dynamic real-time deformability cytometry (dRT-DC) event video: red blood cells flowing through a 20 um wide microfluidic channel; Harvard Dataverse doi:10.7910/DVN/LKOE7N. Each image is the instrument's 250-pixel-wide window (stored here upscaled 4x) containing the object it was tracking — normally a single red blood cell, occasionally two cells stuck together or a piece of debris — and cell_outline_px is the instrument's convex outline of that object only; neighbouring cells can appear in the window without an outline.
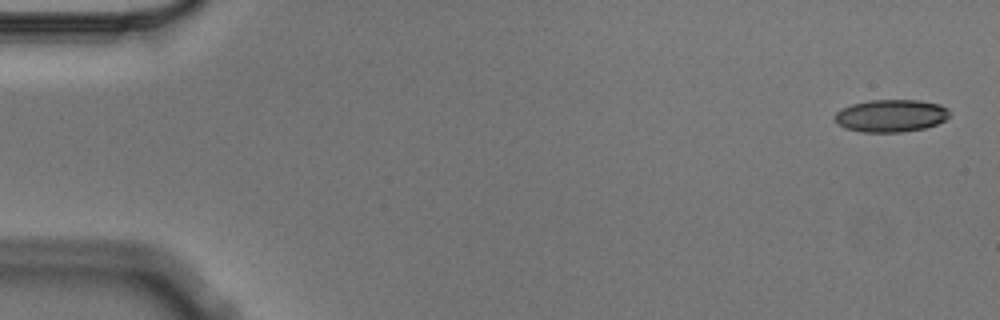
{"species": "Egyptian fruit bat (a non-hibernating species)", "species_latin": "Rousettus aegyptiacus", "temperature_condition": "cold", "stored_images_in_passage": 5, "camera_frame_rate_fps": 3000, "um_per_image_px": 0.085, "animal": {"sex": "male"}, "frame": {"image": 1, "passage_image": 1, "time_ms": 0.0, "image_size_px": [1000, 320], "cell_outline_px": [[952, 112], [944, 120], [936, 124], [924, 128], [900, 132], [860, 132], [844, 128], [836, 120], [836, 112], [852, 104], [868, 100], [920, 100], [940, 104], [948, 108]], "centroid_in_image_um": [75.77, 9.83], "position_along_channel_um": 9.2, "area_um2": 21.68}}
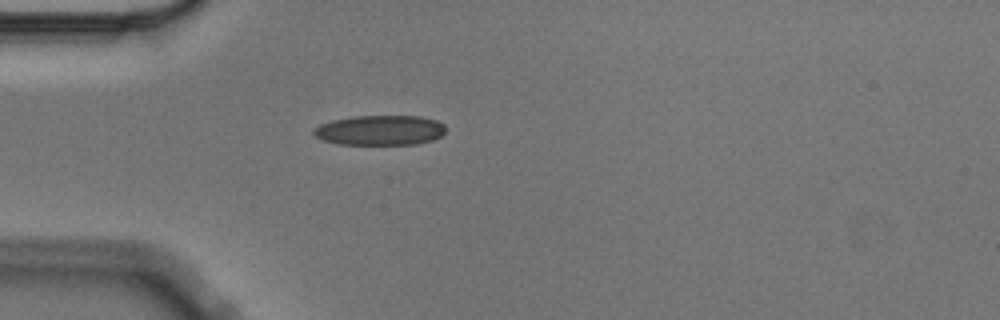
{"frame": {"image": 2, "passage_image": 5, "time_ms": 1.333, "image_size_px": [1000, 320], "cell_outline_px": [[444, 132], [440, 136], [432, 140], [416, 144], [336, 144], [324, 140], [316, 136], [312, 132], [320, 124], [332, 120], [352, 116], [420, 116], [436, 120], [444, 124]], "centroid_in_image_um": [32.3, 11.06], "position_along_channel_um": 52.7, "area_um2": 22.95}}